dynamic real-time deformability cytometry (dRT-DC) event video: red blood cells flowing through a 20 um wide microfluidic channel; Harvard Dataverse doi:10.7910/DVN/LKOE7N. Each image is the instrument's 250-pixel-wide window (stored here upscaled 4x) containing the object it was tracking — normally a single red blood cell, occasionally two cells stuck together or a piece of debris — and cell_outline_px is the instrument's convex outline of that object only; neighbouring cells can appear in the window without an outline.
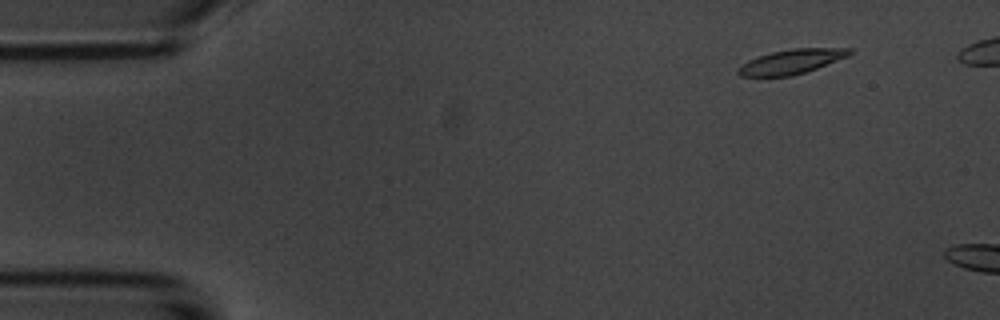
{"species": "common noctule bat (a hibernating species)", "species_latin": "Nyctalus noctula", "temperature_condition": "room temperature", "stored_images_in_passage": 2, "camera_frame_rate_fps": 3000, "um_per_image_px": 0.085, "animal": {"sex": "male", "body_mass_g": 20.1, "forearm_length_mm": 53.5}, "frame": {"image": 1, "passage_image": 1, "time_ms": 0.0, "image_size_px": [1000, 320], "cell_outline_px": [[852, 52], [848, 56], [816, 68], [792, 76], [740, 76], [736, 72], [736, 68], [748, 60], [772, 52], [792, 48], [852, 48]], "centroid_in_image_um": [67.25, 5.23], "position_along_channel_um": 17.8, "area_um2": 15.78}}